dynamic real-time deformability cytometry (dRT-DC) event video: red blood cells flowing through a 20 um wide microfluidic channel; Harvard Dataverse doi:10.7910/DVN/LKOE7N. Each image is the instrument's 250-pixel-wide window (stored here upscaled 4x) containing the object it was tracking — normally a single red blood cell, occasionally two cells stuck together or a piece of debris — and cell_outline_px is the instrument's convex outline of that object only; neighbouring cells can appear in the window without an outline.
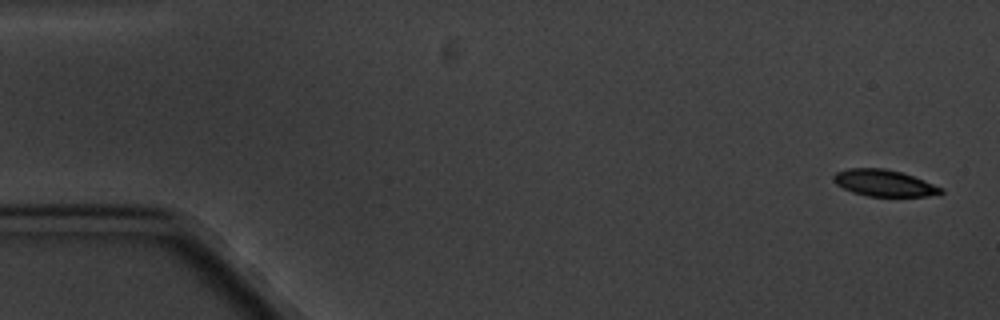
{"species": "common noctule bat (a hibernating species)", "species_latin": "Nyctalus noctula", "temperature_condition": "cold", "stored_images_in_passage": 8, "camera_frame_rate_fps": 3000, "um_per_image_px": 0.085, "animal": {"sex": "male", "body_mass_g": 20.1, "forearm_length_mm": 53.5}, "frame": {"image": 1, "passage_image": 1, "time_ms": 0.0, "image_size_px": [1000, 320], "cell_outline_px": [[944, 192], [928, 196], [868, 196], [852, 192], [836, 184], [832, 180], [832, 176], [836, 172], [848, 168], [884, 168], [904, 172], [944, 188]], "centroid_in_image_um": [75.15, 15.55], "position_along_channel_um": 9.9, "area_um2": 16.76}}
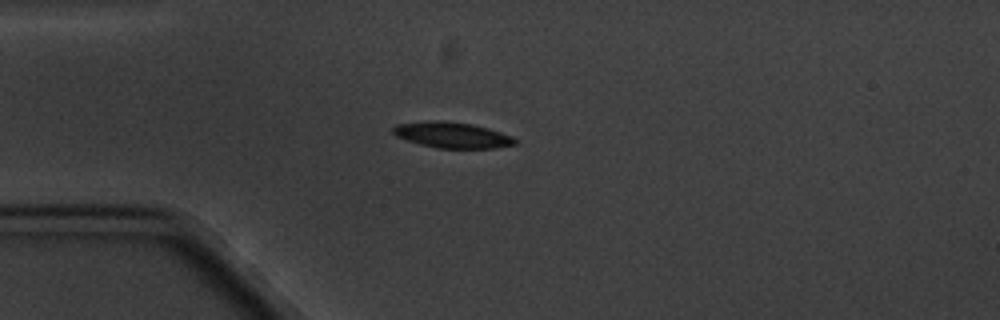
{"frame": {"image": 2, "passage_image": 4, "time_ms": 4.333, "image_size_px": [1000, 320], "cell_outline_px": [[520, 140], [516, 144], [496, 148], [436, 148], [420, 144], [396, 136], [392, 132], [392, 128], [396, 124], [432, 120], [444, 120], [472, 124], [488, 128], [512, 136]], "centroid_in_image_um": [38.46, 11.47], "position_along_channel_um": 46.5, "area_um2": 18.5}}